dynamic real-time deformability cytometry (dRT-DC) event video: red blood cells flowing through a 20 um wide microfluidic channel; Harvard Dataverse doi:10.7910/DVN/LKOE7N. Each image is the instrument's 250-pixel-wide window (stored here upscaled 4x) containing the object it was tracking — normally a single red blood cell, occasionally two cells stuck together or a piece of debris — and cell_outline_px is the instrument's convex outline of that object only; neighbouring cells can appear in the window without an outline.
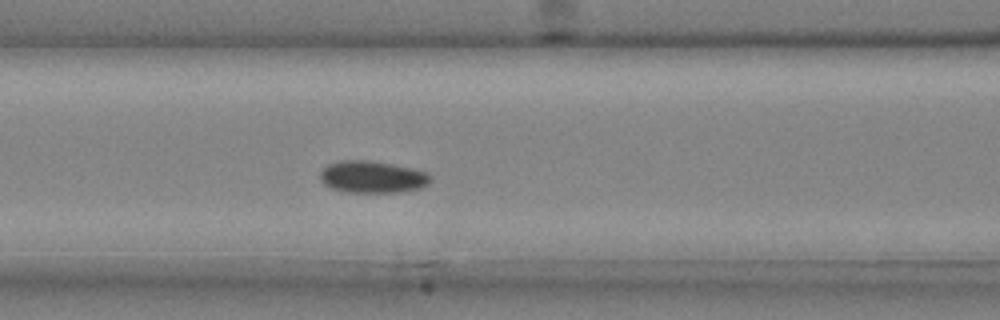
{"species": "common noctule bat (a hibernating species)", "species_latin": "Nyctalus noctula", "temperature_condition": "cold", "stored_images_in_passage": 36, "camera_frame_rate_fps": 3000, "um_per_image_px": 0.085, "animal": {"sex": "male", "body_mass_g": 20.4}, "frame": {"image": 1, "passage_image": 16, "time_ms": 5.0, "image_size_px": [1000, 320], "cell_outline_px": [[432, 180], [428, 184], [420, 188], [400, 192], [344, 192], [332, 188], [324, 184], [320, 180], [320, 172], [328, 164], [336, 160], [368, 160], [392, 164], [412, 168], [428, 172], [432, 176]], "centroid_in_image_um": [31.66, 15.03], "position_along_channel_um": 134.9, "area_um2": 20.81}}
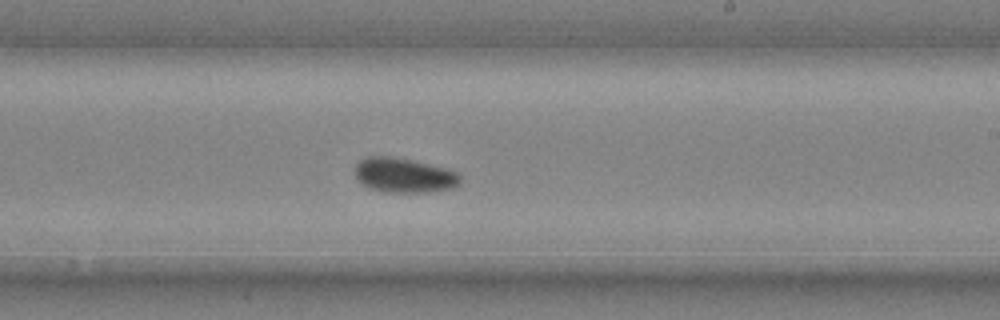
{"frame": {"image": 2, "passage_image": 24, "time_ms": 7.667, "image_size_px": [1000, 320], "cell_outline_px": [[460, 184], [452, 188], [428, 192], [384, 192], [368, 188], [356, 180], [356, 164], [360, 160], [368, 156], [388, 156], [412, 160], [444, 168], [456, 172], [460, 176]], "centroid_in_image_um": [34.31, 14.91], "position_along_channel_um": 254.7, "area_um2": 21.21}}
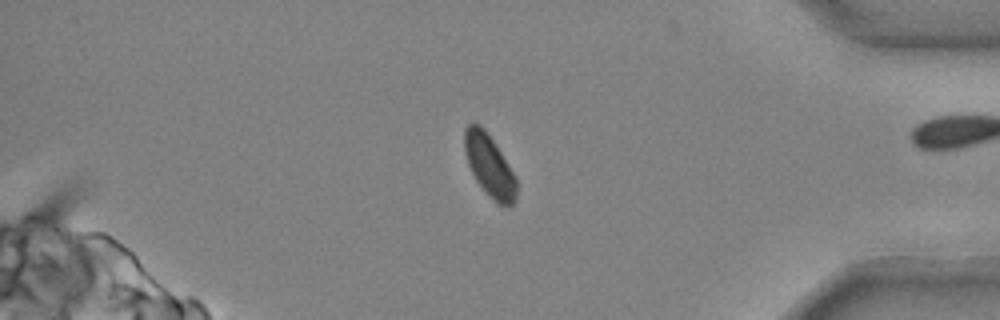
{"frame": {"image": 3, "passage_image": 35, "time_ms": 11.333, "image_size_px": [1000, 320], "cell_outline_px": [[516, 200], [512, 204], [504, 208], [496, 204], [476, 180], [468, 164], [464, 152], [464, 128], [468, 124], [480, 124], [484, 128], [516, 176]], "centroid_in_image_um": [41.6, 14.1], "position_along_channel_um": 393.6, "area_um2": 18.73}}